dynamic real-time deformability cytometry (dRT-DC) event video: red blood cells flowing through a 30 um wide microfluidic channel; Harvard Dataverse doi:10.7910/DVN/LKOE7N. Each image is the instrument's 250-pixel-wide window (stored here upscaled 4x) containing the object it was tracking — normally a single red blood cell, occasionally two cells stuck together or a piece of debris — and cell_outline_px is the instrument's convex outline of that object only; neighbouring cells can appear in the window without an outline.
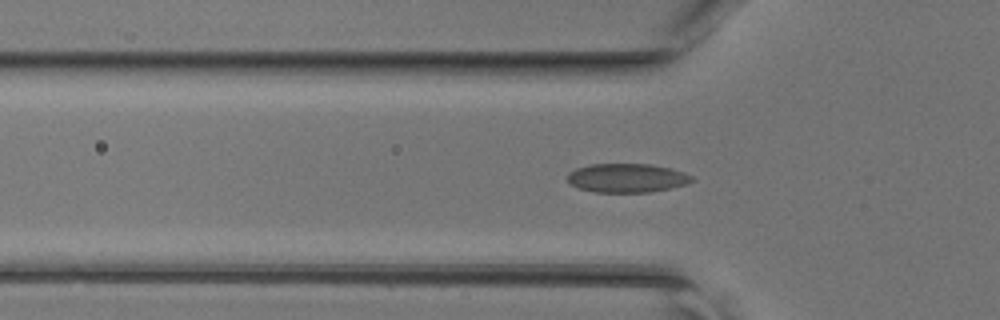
{"species": "common noctule bat (a hibernating species)", "species_latin": "Nyctalus noctula", "temperature_condition": "room temperature", "stored_images_in_passage": 44, "camera_frame_rate_fps": 3000, "um_per_image_px": 0.085, "animal": {"sex": "female", "body_mass_g": 17.0, "forearm_length_mm": 48.0}, "frame": {"image": 1, "passage_image": 14, "time_ms": 4.333, "image_size_px": [1000, 320], "cell_outline_px": [[696, 180], [684, 184], [652, 192], [592, 192], [580, 188], [572, 184], [568, 180], [568, 172], [576, 168], [592, 164], [652, 164], [672, 168], [684, 172], [692, 176]], "centroid_in_image_um": [53.31, 15.12], "position_along_channel_um": 72.5, "area_um2": 20.92}}
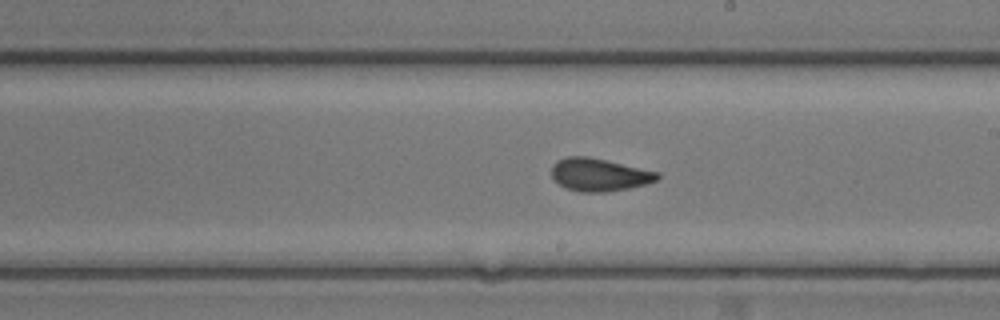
{"frame": {"image": 2, "passage_image": 25, "time_ms": 8.0, "image_size_px": [1000, 320], "cell_outline_px": [[660, 176], [656, 180], [644, 184], [628, 188], [608, 192], [580, 192], [568, 188], [560, 184], [552, 176], [552, 164], [556, 160], [568, 156], [588, 156], [660, 172]], "centroid_in_image_um": [50.93, 14.84], "position_along_channel_um": 238.1, "area_um2": 20.11}}
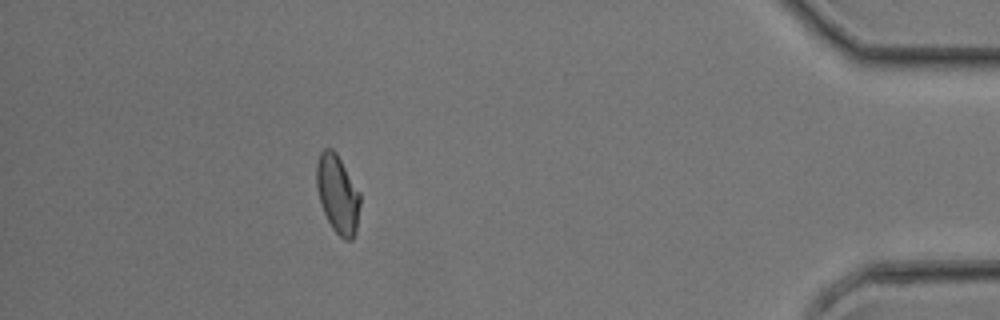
{"frame": {"image": 3, "passage_image": 40, "time_ms": 13.0, "image_size_px": [1000, 320], "cell_outline_px": [[360, 204], [356, 232], [352, 240], [344, 240], [332, 228], [320, 204], [316, 188], [316, 164], [320, 152], [324, 148], [332, 148], [336, 152], [360, 192]], "centroid_in_image_um": [28.69, 16.49], "position_along_channel_um": 406.5, "area_um2": 20.06}}